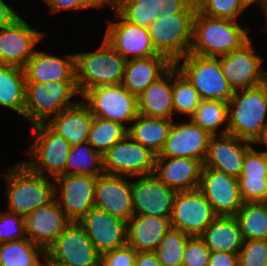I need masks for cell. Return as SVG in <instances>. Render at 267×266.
Returning <instances> with one entry per match:
<instances>
[{
  "label": "cell",
  "mask_w": 267,
  "mask_h": 266,
  "mask_svg": "<svg viewBox=\"0 0 267 266\" xmlns=\"http://www.w3.org/2000/svg\"><path fill=\"white\" fill-rule=\"evenodd\" d=\"M267 81L240 89L228 101V123L219 135L230 134L254 143L267 126Z\"/></svg>",
  "instance_id": "obj_1"
},
{
  "label": "cell",
  "mask_w": 267,
  "mask_h": 266,
  "mask_svg": "<svg viewBox=\"0 0 267 266\" xmlns=\"http://www.w3.org/2000/svg\"><path fill=\"white\" fill-rule=\"evenodd\" d=\"M249 39L247 30L237 21L209 17L197 10L189 53L218 58L240 48Z\"/></svg>",
  "instance_id": "obj_2"
},
{
  "label": "cell",
  "mask_w": 267,
  "mask_h": 266,
  "mask_svg": "<svg viewBox=\"0 0 267 266\" xmlns=\"http://www.w3.org/2000/svg\"><path fill=\"white\" fill-rule=\"evenodd\" d=\"M6 179L8 212L24 217L39 206L50 203L55 198V183L47 175H40L19 162L3 175Z\"/></svg>",
  "instance_id": "obj_3"
},
{
  "label": "cell",
  "mask_w": 267,
  "mask_h": 266,
  "mask_svg": "<svg viewBox=\"0 0 267 266\" xmlns=\"http://www.w3.org/2000/svg\"><path fill=\"white\" fill-rule=\"evenodd\" d=\"M126 62L105 38L95 52L75 54V82L80 96L95 87L122 84Z\"/></svg>",
  "instance_id": "obj_4"
},
{
  "label": "cell",
  "mask_w": 267,
  "mask_h": 266,
  "mask_svg": "<svg viewBox=\"0 0 267 266\" xmlns=\"http://www.w3.org/2000/svg\"><path fill=\"white\" fill-rule=\"evenodd\" d=\"M74 95L80 96L75 81L26 83L24 118L31 125L45 123L53 114L74 105L77 101H70Z\"/></svg>",
  "instance_id": "obj_5"
},
{
  "label": "cell",
  "mask_w": 267,
  "mask_h": 266,
  "mask_svg": "<svg viewBox=\"0 0 267 266\" xmlns=\"http://www.w3.org/2000/svg\"><path fill=\"white\" fill-rule=\"evenodd\" d=\"M174 65L193 84L202 100L228 102L234 95L235 91L222 73L219 58L188 53Z\"/></svg>",
  "instance_id": "obj_6"
},
{
  "label": "cell",
  "mask_w": 267,
  "mask_h": 266,
  "mask_svg": "<svg viewBox=\"0 0 267 266\" xmlns=\"http://www.w3.org/2000/svg\"><path fill=\"white\" fill-rule=\"evenodd\" d=\"M195 13L162 14L148 28L155 50L173 64L190 51Z\"/></svg>",
  "instance_id": "obj_7"
},
{
  "label": "cell",
  "mask_w": 267,
  "mask_h": 266,
  "mask_svg": "<svg viewBox=\"0 0 267 266\" xmlns=\"http://www.w3.org/2000/svg\"><path fill=\"white\" fill-rule=\"evenodd\" d=\"M34 136L29 147V161L23 163L33 172L46 175L52 179L65 175L71 145L61 135L54 132L46 123L32 125ZM36 159V160H35ZM45 168V169H44Z\"/></svg>",
  "instance_id": "obj_8"
},
{
  "label": "cell",
  "mask_w": 267,
  "mask_h": 266,
  "mask_svg": "<svg viewBox=\"0 0 267 266\" xmlns=\"http://www.w3.org/2000/svg\"><path fill=\"white\" fill-rule=\"evenodd\" d=\"M81 97L94 116L123 126L124 122H133L138 115L137 97L122 84L95 87Z\"/></svg>",
  "instance_id": "obj_9"
},
{
  "label": "cell",
  "mask_w": 267,
  "mask_h": 266,
  "mask_svg": "<svg viewBox=\"0 0 267 266\" xmlns=\"http://www.w3.org/2000/svg\"><path fill=\"white\" fill-rule=\"evenodd\" d=\"M45 262L68 266H101V255L84 228L78 222H71L46 249Z\"/></svg>",
  "instance_id": "obj_10"
},
{
  "label": "cell",
  "mask_w": 267,
  "mask_h": 266,
  "mask_svg": "<svg viewBox=\"0 0 267 266\" xmlns=\"http://www.w3.org/2000/svg\"><path fill=\"white\" fill-rule=\"evenodd\" d=\"M156 154L128 134L103 154L105 174L126 177L153 174Z\"/></svg>",
  "instance_id": "obj_11"
},
{
  "label": "cell",
  "mask_w": 267,
  "mask_h": 266,
  "mask_svg": "<svg viewBox=\"0 0 267 266\" xmlns=\"http://www.w3.org/2000/svg\"><path fill=\"white\" fill-rule=\"evenodd\" d=\"M216 217L198 188L177 192L170 218L172 228L189 236H200Z\"/></svg>",
  "instance_id": "obj_12"
},
{
  "label": "cell",
  "mask_w": 267,
  "mask_h": 266,
  "mask_svg": "<svg viewBox=\"0 0 267 266\" xmlns=\"http://www.w3.org/2000/svg\"><path fill=\"white\" fill-rule=\"evenodd\" d=\"M249 39L240 48L218 57L222 73L234 91L256 87L267 81L261 67L263 59L254 53Z\"/></svg>",
  "instance_id": "obj_13"
},
{
  "label": "cell",
  "mask_w": 267,
  "mask_h": 266,
  "mask_svg": "<svg viewBox=\"0 0 267 266\" xmlns=\"http://www.w3.org/2000/svg\"><path fill=\"white\" fill-rule=\"evenodd\" d=\"M198 189L217 216H235L244 204L238 178L213 168H202Z\"/></svg>",
  "instance_id": "obj_14"
},
{
  "label": "cell",
  "mask_w": 267,
  "mask_h": 266,
  "mask_svg": "<svg viewBox=\"0 0 267 266\" xmlns=\"http://www.w3.org/2000/svg\"><path fill=\"white\" fill-rule=\"evenodd\" d=\"M131 182L134 215L171 218L177 191L168 188L154 174L135 176Z\"/></svg>",
  "instance_id": "obj_15"
},
{
  "label": "cell",
  "mask_w": 267,
  "mask_h": 266,
  "mask_svg": "<svg viewBox=\"0 0 267 266\" xmlns=\"http://www.w3.org/2000/svg\"><path fill=\"white\" fill-rule=\"evenodd\" d=\"M43 37V32L30 26L19 16L10 25L0 29V65L23 68Z\"/></svg>",
  "instance_id": "obj_16"
},
{
  "label": "cell",
  "mask_w": 267,
  "mask_h": 266,
  "mask_svg": "<svg viewBox=\"0 0 267 266\" xmlns=\"http://www.w3.org/2000/svg\"><path fill=\"white\" fill-rule=\"evenodd\" d=\"M56 201L72 222L80 221L94 208L96 177L82 174L61 175L54 179ZM59 189V190H58ZM61 201H59V200Z\"/></svg>",
  "instance_id": "obj_17"
},
{
  "label": "cell",
  "mask_w": 267,
  "mask_h": 266,
  "mask_svg": "<svg viewBox=\"0 0 267 266\" xmlns=\"http://www.w3.org/2000/svg\"><path fill=\"white\" fill-rule=\"evenodd\" d=\"M114 12L119 21L108 23L104 38L123 58L128 61L159 55L148 29L126 21L115 9Z\"/></svg>",
  "instance_id": "obj_18"
},
{
  "label": "cell",
  "mask_w": 267,
  "mask_h": 266,
  "mask_svg": "<svg viewBox=\"0 0 267 266\" xmlns=\"http://www.w3.org/2000/svg\"><path fill=\"white\" fill-rule=\"evenodd\" d=\"M78 223L101 256L127 244V222L119 217L92 208Z\"/></svg>",
  "instance_id": "obj_19"
},
{
  "label": "cell",
  "mask_w": 267,
  "mask_h": 266,
  "mask_svg": "<svg viewBox=\"0 0 267 266\" xmlns=\"http://www.w3.org/2000/svg\"><path fill=\"white\" fill-rule=\"evenodd\" d=\"M210 135L191 119L188 122L172 123L163 148L156 157H185L204 162Z\"/></svg>",
  "instance_id": "obj_20"
},
{
  "label": "cell",
  "mask_w": 267,
  "mask_h": 266,
  "mask_svg": "<svg viewBox=\"0 0 267 266\" xmlns=\"http://www.w3.org/2000/svg\"><path fill=\"white\" fill-rule=\"evenodd\" d=\"M94 208L128 222L134 215L130 180L105 173L96 177Z\"/></svg>",
  "instance_id": "obj_21"
},
{
  "label": "cell",
  "mask_w": 267,
  "mask_h": 266,
  "mask_svg": "<svg viewBox=\"0 0 267 266\" xmlns=\"http://www.w3.org/2000/svg\"><path fill=\"white\" fill-rule=\"evenodd\" d=\"M252 144L230 134L211 136L203 167L213 168L238 178L246 153L253 147Z\"/></svg>",
  "instance_id": "obj_22"
},
{
  "label": "cell",
  "mask_w": 267,
  "mask_h": 266,
  "mask_svg": "<svg viewBox=\"0 0 267 266\" xmlns=\"http://www.w3.org/2000/svg\"><path fill=\"white\" fill-rule=\"evenodd\" d=\"M24 219L26 236L45 250L72 222L55 198L27 214Z\"/></svg>",
  "instance_id": "obj_23"
},
{
  "label": "cell",
  "mask_w": 267,
  "mask_h": 266,
  "mask_svg": "<svg viewBox=\"0 0 267 266\" xmlns=\"http://www.w3.org/2000/svg\"><path fill=\"white\" fill-rule=\"evenodd\" d=\"M203 163L185 157H156L153 174L168 188L179 191L199 187Z\"/></svg>",
  "instance_id": "obj_24"
},
{
  "label": "cell",
  "mask_w": 267,
  "mask_h": 266,
  "mask_svg": "<svg viewBox=\"0 0 267 266\" xmlns=\"http://www.w3.org/2000/svg\"><path fill=\"white\" fill-rule=\"evenodd\" d=\"M23 70L26 83L75 81V54H69L63 59L36 50Z\"/></svg>",
  "instance_id": "obj_25"
},
{
  "label": "cell",
  "mask_w": 267,
  "mask_h": 266,
  "mask_svg": "<svg viewBox=\"0 0 267 266\" xmlns=\"http://www.w3.org/2000/svg\"><path fill=\"white\" fill-rule=\"evenodd\" d=\"M93 119L94 115L82 100L52 116L46 124L73 146L87 142Z\"/></svg>",
  "instance_id": "obj_26"
},
{
  "label": "cell",
  "mask_w": 267,
  "mask_h": 266,
  "mask_svg": "<svg viewBox=\"0 0 267 266\" xmlns=\"http://www.w3.org/2000/svg\"><path fill=\"white\" fill-rule=\"evenodd\" d=\"M170 228V218L133 215L127 222V244L137 252H155Z\"/></svg>",
  "instance_id": "obj_27"
},
{
  "label": "cell",
  "mask_w": 267,
  "mask_h": 266,
  "mask_svg": "<svg viewBox=\"0 0 267 266\" xmlns=\"http://www.w3.org/2000/svg\"><path fill=\"white\" fill-rule=\"evenodd\" d=\"M172 65L173 63L162 54L128 60L125 65L122 85L138 97Z\"/></svg>",
  "instance_id": "obj_28"
},
{
  "label": "cell",
  "mask_w": 267,
  "mask_h": 266,
  "mask_svg": "<svg viewBox=\"0 0 267 266\" xmlns=\"http://www.w3.org/2000/svg\"><path fill=\"white\" fill-rule=\"evenodd\" d=\"M172 88L173 65L137 97L138 114L170 120L174 114Z\"/></svg>",
  "instance_id": "obj_29"
},
{
  "label": "cell",
  "mask_w": 267,
  "mask_h": 266,
  "mask_svg": "<svg viewBox=\"0 0 267 266\" xmlns=\"http://www.w3.org/2000/svg\"><path fill=\"white\" fill-rule=\"evenodd\" d=\"M210 251L239 253L243 237L235 216H217L200 235Z\"/></svg>",
  "instance_id": "obj_30"
},
{
  "label": "cell",
  "mask_w": 267,
  "mask_h": 266,
  "mask_svg": "<svg viewBox=\"0 0 267 266\" xmlns=\"http://www.w3.org/2000/svg\"><path fill=\"white\" fill-rule=\"evenodd\" d=\"M132 123L128 127L127 134L134 141L158 155L168 137L173 121L138 114Z\"/></svg>",
  "instance_id": "obj_31"
},
{
  "label": "cell",
  "mask_w": 267,
  "mask_h": 266,
  "mask_svg": "<svg viewBox=\"0 0 267 266\" xmlns=\"http://www.w3.org/2000/svg\"><path fill=\"white\" fill-rule=\"evenodd\" d=\"M25 84L23 68L0 65V106L11 109L24 117Z\"/></svg>",
  "instance_id": "obj_32"
},
{
  "label": "cell",
  "mask_w": 267,
  "mask_h": 266,
  "mask_svg": "<svg viewBox=\"0 0 267 266\" xmlns=\"http://www.w3.org/2000/svg\"><path fill=\"white\" fill-rule=\"evenodd\" d=\"M45 257L46 250L28 237L0 243V266H44Z\"/></svg>",
  "instance_id": "obj_33"
},
{
  "label": "cell",
  "mask_w": 267,
  "mask_h": 266,
  "mask_svg": "<svg viewBox=\"0 0 267 266\" xmlns=\"http://www.w3.org/2000/svg\"><path fill=\"white\" fill-rule=\"evenodd\" d=\"M65 174L98 177L104 174L103 155L95 151L88 142L73 145L69 151Z\"/></svg>",
  "instance_id": "obj_34"
},
{
  "label": "cell",
  "mask_w": 267,
  "mask_h": 266,
  "mask_svg": "<svg viewBox=\"0 0 267 266\" xmlns=\"http://www.w3.org/2000/svg\"><path fill=\"white\" fill-rule=\"evenodd\" d=\"M235 217L243 240H267V202L244 203Z\"/></svg>",
  "instance_id": "obj_35"
},
{
  "label": "cell",
  "mask_w": 267,
  "mask_h": 266,
  "mask_svg": "<svg viewBox=\"0 0 267 266\" xmlns=\"http://www.w3.org/2000/svg\"><path fill=\"white\" fill-rule=\"evenodd\" d=\"M127 126L94 116L87 142L102 155L127 135Z\"/></svg>",
  "instance_id": "obj_36"
},
{
  "label": "cell",
  "mask_w": 267,
  "mask_h": 266,
  "mask_svg": "<svg viewBox=\"0 0 267 266\" xmlns=\"http://www.w3.org/2000/svg\"><path fill=\"white\" fill-rule=\"evenodd\" d=\"M160 0H121L115 10L128 22L148 29L159 16Z\"/></svg>",
  "instance_id": "obj_37"
},
{
  "label": "cell",
  "mask_w": 267,
  "mask_h": 266,
  "mask_svg": "<svg viewBox=\"0 0 267 266\" xmlns=\"http://www.w3.org/2000/svg\"><path fill=\"white\" fill-rule=\"evenodd\" d=\"M202 99L193 84L173 64L172 101L174 114L183 113L189 118Z\"/></svg>",
  "instance_id": "obj_38"
},
{
  "label": "cell",
  "mask_w": 267,
  "mask_h": 266,
  "mask_svg": "<svg viewBox=\"0 0 267 266\" xmlns=\"http://www.w3.org/2000/svg\"><path fill=\"white\" fill-rule=\"evenodd\" d=\"M190 119L210 135H219L217 129L225 121L228 122V102L211 99L201 100Z\"/></svg>",
  "instance_id": "obj_39"
},
{
  "label": "cell",
  "mask_w": 267,
  "mask_h": 266,
  "mask_svg": "<svg viewBox=\"0 0 267 266\" xmlns=\"http://www.w3.org/2000/svg\"><path fill=\"white\" fill-rule=\"evenodd\" d=\"M190 237L171 227L155 251L159 262L163 266H182L184 247Z\"/></svg>",
  "instance_id": "obj_40"
},
{
  "label": "cell",
  "mask_w": 267,
  "mask_h": 266,
  "mask_svg": "<svg viewBox=\"0 0 267 266\" xmlns=\"http://www.w3.org/2000/svg\"><path fill=\"white\" fill-rule=\"evenodd\" d=\"M197 10L213 18H225L237 21L245 10L240 0H195Z\"/></svg>",
  "instance_id": "obj_41"
},
{
  "label": "cell",
  "mask_w": 267,
  "mask_h": 266,
  "mask_svg": "<svg viewBox=\"0 0 267 266\" xmlns=\"http://www.w3.org/2000/svg\"><path fill=\"white\" fill-rule=\"evenodd\" d=\"M267 262V240H244L238 253V266H265Z\"/></svg>",
  "instance_id": "obj_42"
},
{
  "label": "cell",
  "mask_w": 267,
  "mask_h": 266,
  "mask_svg": "<svg viewBox=\"0 0 267 266\" xmlns=\"http://www.w3.org/2000/svg\"><path fill=\"white\" fill-rule=\"evenodd\" d=\"M23 215L0 211V243L26 238Z\"/></svg>",
  "instance_id": "obj_43"
},
{
  "label": "cell",
  "mask_w": 267,
  "mask_h": 266,
  "mask_svg": "<svg viewBox=\"0 0 267 266\" xmlns=\"http://www.w3.org/2000/svg\"><path fill=\"white\" fill-rule=\"evenodd\" d=\"M244 203L267 202V177H238Z\"/></svg>",
  "instance_id": "obj_44"
},
{
  "label": "cell",
  "mask_w": 267,
  "mask_h": 266,
  "mask_svg": "<svg viewBox=\"0 0 267 266\" xmlns=\"http://www.w3.org/2000/svg\"><path fill=\"white\" fill-rule=\"evenodd\" d=\"M210 253L200 236H191L184 247L182 266H208Z\"/></svg>",
  "instance_id": "obj_45"
},
{
  "label": "cell",
  "mask_w": 267,
  "mask_h": 266,
  "mask_svg": "<svg viewBox=\"0 0 267 266\" xmlns=\"http://www.w3.org/2000/svg\"><path fill=\"white\" fill-rule=\"evenodd\" d=\"M239 177H267V154L252 147L246 153Z\"/></svg>",
  "instance_id": "obj_46"
},
{
  "label": "cell",
  "mask_w": 267,
  "mask_h": 266,
  "mask_svg": "<svg viewBox=\"0 0 267 266\" xmlns=\"http://www.w3.org/2000/svg\"><path fill=\"white\" fill-rule=\"evenodd\" d=\"M137 251L126 244L104 253L101 256V266H134Z\"/></svg>",
  "instance_id": "obj_47"
},
{
  "label": "cell",
  "mask_w": 267,
  "mask_h": 266,
  "mask_svg": "<svg viewBox=\"0 0 267 266\" xmlns=\"http://www.w3.org/2000/svg\"><path fill=\"white\" fill-rule=\"evenodd\" d=\"M160 15H174L181 12H196L195 0H160Z\"/></svg>",
  "instance_id": "obj_48"
},
{
  "label": "cell",
  "mask_w": 267,
  "mask_h": 266,
  "mask_svg": "<svg viewBox=\"0 0 267 266\" xmlns=\"http://www.w3.org/2000/svg\"><path fill=\"white\" fill-rule=\"evenodd\" d=\"M51 12L62 10H83L96 7L90 0H45Z\"/></svg>",
  "instance_id": "obj_49"
},
{
  "label": "cell",
  "mask_w": 267,
  "mask_h": 266,
  "mask_svg": "<svg viewBox=\"0 0 267 266\" xmlns=\"http://www.w3.org/2000/svg\"><path fill=\"white\" fill-rule=\"evenodd\" d=\"M208 266H238V253L211 251Z\"/></svg>",
  "instance_id": "obj_50"
},
{
  "label": "cell",
  "mask_w": 267,
  "mask_h": 266,
  "mask_svg": "<svg viewBox=\"0 0 267 266\" xmlns=\"http://www.w3.org/2000/svg\"><path fill=\"white\" fill-rule=\"evenodd\" d=\"M18 17L14 7L11 8L4 0H0V29L10 25Z\"/></svg>",
  "instance_id": "obj_51"
},
{
  "label": "cell",
  "mask_w": 267,
  "mask_h": 266,
  "mask_svg": "<svg viewBox=\"0 0 267 266\" xmlns=\"http://www.w3.org/2000/svg\"><path fill=\"white\" fill-rule=\"evenodd\" d=\"M134 266H163L157 257L156 252H137Z\"/></svg>",
  "instance_id": "obj_52"
},
{
  "label": "cell",
  "mask_w": 267,
  "mask_h": 266,
  "mask_svg": "<svg viewBox=\"0 0 267 266\" xmlns=\"http://www.w3.org/2000/svg\"><path fill=\"white\" fill-rule=\"evenodd\" d=\"M96 7H104L108 5L115 9L121 0H90Z\"/></svg>",
  "instance_id": "obj_53"
},
{
  "label": "cell",
  "mask_w": 267,
  "mask_h": 266,
  "mask_svg": "<svg viewBox=\"0 0 267 266\" xmlns=\"http://www.w3.org/2000/svg\"><path fill=\"white\" fill-rule=\"evenodd\" d=\"M265 144L266 149H267V126L264 128L261 136L254 142V144ZM264 153L267 154V151H263Z\"/></svg>",
  "instance_id": "obj_54"
},
{
  "label": "cell",
  "mask_w": 267,
  "mask_h": 266,
  "mask_svg": "<svg viewBox=\"0 0 267 266\" xmlns=\"http://www.w3.org/2000/svg\"><path fill=\"white\" fill-rule=\"evenodd\" d=\"M240 1L245 9L254 2H258L261 5L260 7L262 8V10H264L267 7V5L264 3V0H240Z\"/></svg>",
  "instance_id": "obj_55"
},
{
  "label": "cell",
  "mask_w": 267,
  "mask_h": 266,
  "mask_svg": "<svg viewBox=\"0 0 267 266\" xmlns=\"http://www.w3.org/2000/svg\"><path fill=\"white\" fill-rule=\"evenodd\" d=\"M44 265L45 266H68V265H65V264L55 263V262H45Z\"/></svg>",
  "instance_id": "obj_56"
},
{
  "label": "cell",
  "mask_w": 267,
  "mask_h": 266,
  "mask_svg": "<svg viewBox=\"0 0 267 266\" xmlns=\"http://www.w3.org/2000/svg\"><path fill=\"white\" fill-rule=\"evenodd\" d=\"M263 12L265 13V17H266L265 18L266 19L265 21H266V24H267V7L263 10ZM265 27L266 28L264 30H267V25H265Z\"/></svg>",
  "instance_id": "obj_57"
}]
</instances>
